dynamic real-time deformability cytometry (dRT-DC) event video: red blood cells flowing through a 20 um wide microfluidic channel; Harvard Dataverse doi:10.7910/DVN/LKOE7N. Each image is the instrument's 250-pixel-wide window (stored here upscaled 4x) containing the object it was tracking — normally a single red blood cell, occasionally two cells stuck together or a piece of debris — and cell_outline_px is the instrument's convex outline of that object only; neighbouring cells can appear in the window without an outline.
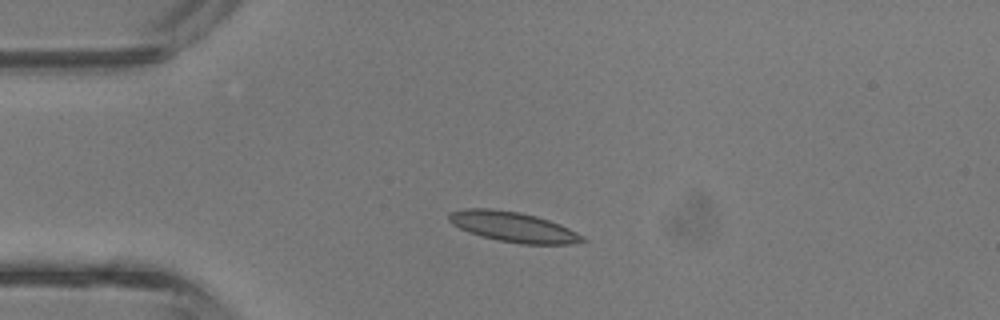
{"species": "common noctule bat (a hibernating species)", "species_latin": "Nyctalus noctula", "temperature_condition": "room temperature", "stored_images_in_passage": 2, "camera_frame_rate_fps": 3000, "um_per_image_px": 0.085, "animal": {"sex": "male", "body_mass_g": 13.3}, "frame": {"image": 1, "passage_image": 2, "time_ms": 0.333, "image_size_px": [1000, 320], "cell_outline_px": [[588, 240], [568, 244], [520, 244], [500, 240], [468, 232], [452, 224], [448, 220], [448, 216], [452, 212], [464, 208], [492, 208], [520, 212], [536, 216], [560, 224], [584, 236]], "centroid_in_image_um": [43.62, 19.27], "position_along_channel_um": 41.4, "area_um2": 23.29}}